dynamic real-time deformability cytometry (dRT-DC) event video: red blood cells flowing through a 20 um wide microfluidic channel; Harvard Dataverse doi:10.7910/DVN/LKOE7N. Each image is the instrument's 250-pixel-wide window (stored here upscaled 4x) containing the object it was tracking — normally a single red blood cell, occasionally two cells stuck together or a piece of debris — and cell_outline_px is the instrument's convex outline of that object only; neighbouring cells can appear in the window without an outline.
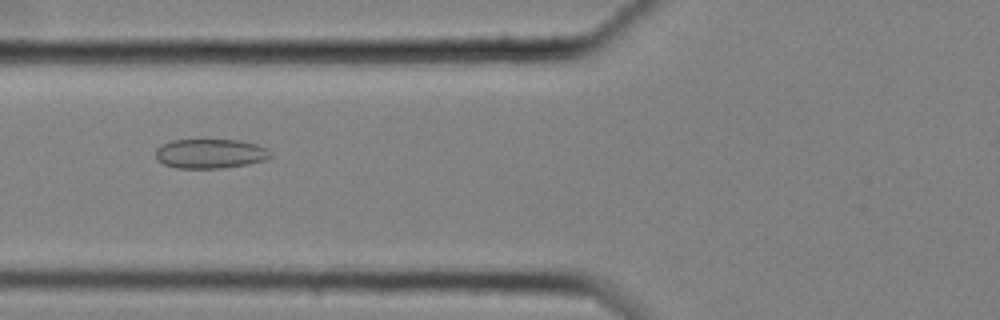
{"species": "common noctule bat (a hibernating species)", "species_latin": "Nyctalus noctula", "temperature_condition": "cold", "stored_images_in_passage": 59, "camera_frame_rate_fps": 3000, "um_per_image_px": 0.085, "animal": {"sex": "female", "body_mass_g": 25.1}, "frame": {"image": 1, "passage_image": 24, "time_ms": 7.667, "image_size_px": [1000, 320], "cell_outline_px": [[272, 156], [268, 160], [248, 164], [220, 168], [176, 168], [164, 164], [156, 156], [156, 148], [172, 140], [240, 140], [256, 144], [268, 148], [272, 152]], "centroid_in_image_um": [17.94, 13.06], "position_along_channel_um": 107.9, "area_um2": 19.77}}
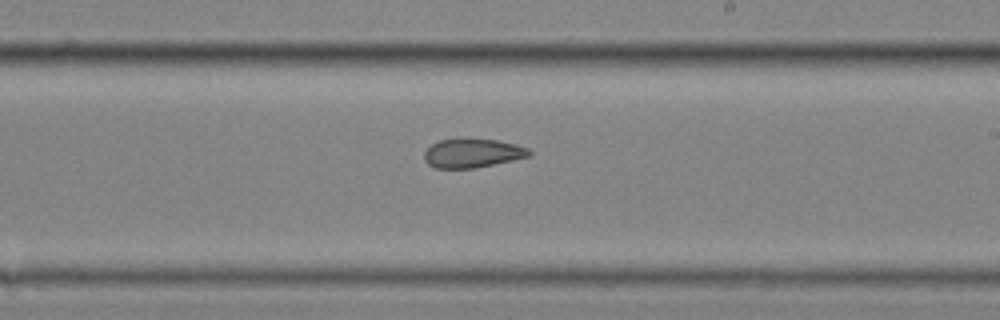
{"frame": {"image": 2, "passage_image": 36, "time_ms": 11.667, "image_size_px": [1000, 320], "cell_outline_px": [[532, 152], [528, 156], [512, 160], [472, 168], [436, 168], [428, 164], [424, 160], [424, 152], [432, 144], [440, 140], [456, 136], [460, 136], [496, 140], [516, 144], [528, 148]], "centroid_in_image_um": [40.11, 12.97], "position_along_channel_um": 248.9, "area_um2": 18.03}}
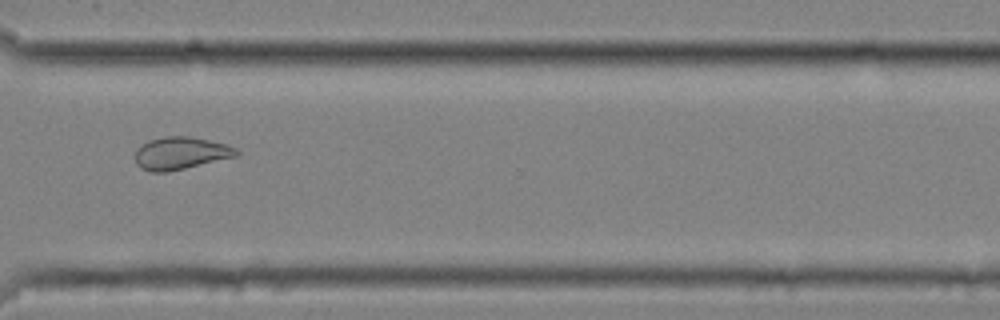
{"frame": {"image": 3, "passage_image": 45, "time_ms": 14.667, "image_size_px": [1000, 320], "cell_outline_px": [[240, 152], [236, 156], [168, 172], [152, 172], [140, 168], [136, 164], [136, 152], [148, 140], [164, 136], [188, 136], [228, 144], [236, 148]], "centroid_in_image_um": [15.37, 13.02], "position_along_channel_um": 355.2, "area_um2": 19.02}, "authors_computed_cell_mechanics": {"area_um2": 21.5594, "velocity_mm_per_s": 3.524, "shape_relaxation_time_tau1_ms": null, "shape_relaxation_time_tau2_ms": 2.9799, "deformation_change_tau1": null, "deformation_change_tau2": 0.0786}}